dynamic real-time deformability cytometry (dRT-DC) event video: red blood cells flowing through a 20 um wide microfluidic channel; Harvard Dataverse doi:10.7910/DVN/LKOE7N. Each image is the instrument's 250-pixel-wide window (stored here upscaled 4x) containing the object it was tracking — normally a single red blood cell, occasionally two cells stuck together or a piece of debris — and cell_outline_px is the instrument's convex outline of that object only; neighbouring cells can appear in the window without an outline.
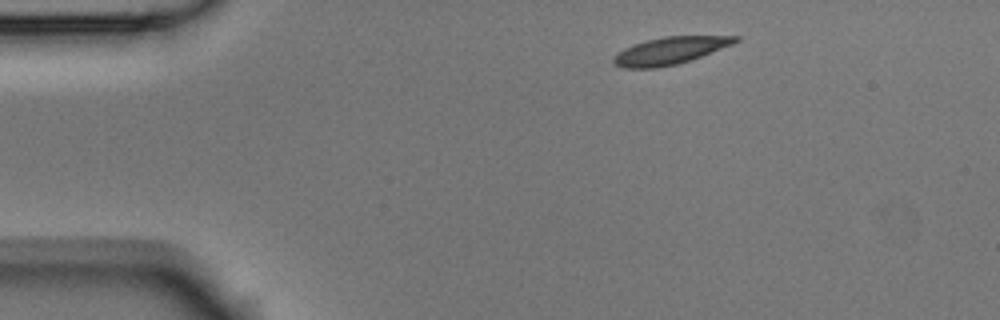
{"species": "Egyptian fruit bat (a non-hibernating species)", "species_latin": "Rousettus aegyptiacus", "temperature_condition": "room temperature", "stored_images_in_passage": 3, "camera_frame_rate_fps": 3000, "um_per_image_px": 0.085, "animal": {"sex": "male"}, "frame": {"image": 1, "passage_image": 1, "time_ms": 0.0, "image_size_px": [1000, 320], "cell_outline_px": [[740, 40], [732, 44], [692, 60], [676, 64], [656, 68], [624, 68], [616, 64], [612, 60], [612, 56], [616, 52], [632, 44], [664, 36], [740, 36]], "centroid_in_image_um": [56.92, 4.31], "position_along_channel_um": 28.1, "area_um2": 19.36}}
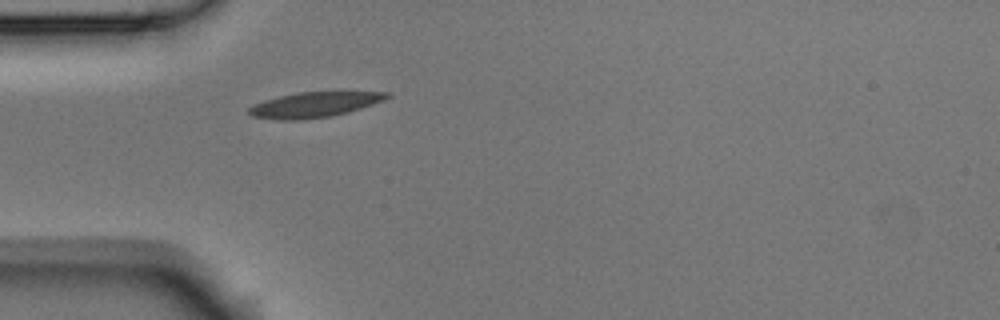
{"frame": {"image": 2, "passage_image": 3, "time_ms": 0.667, "image_size_px": [1000, 320], "cell_outline_px": [[392, 96], [384, 100], [348, 112], [328, 116], [300, 120], [280, 120], [252, 116], [248, 112], [248, 108], [264, 100], [296, 92], [388, 92]], "centroid_in_image_um": [26.71, 8.89], "position_along_channel_um": 58.3, "area_um2": 20.0}}